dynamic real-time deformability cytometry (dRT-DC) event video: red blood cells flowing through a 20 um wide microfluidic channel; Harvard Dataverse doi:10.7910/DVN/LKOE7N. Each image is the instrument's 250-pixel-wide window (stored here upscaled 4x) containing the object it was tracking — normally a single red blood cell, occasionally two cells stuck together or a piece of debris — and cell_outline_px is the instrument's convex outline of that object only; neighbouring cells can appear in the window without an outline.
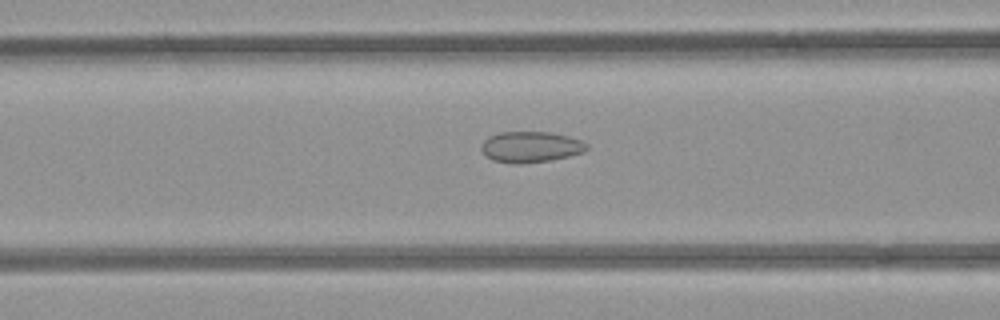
{"species": "common noctule bat (a hibernating species)", "species_latin": "Nyctalus noctula", "temperature_condition": "room temperature", "stored_images_in_passage": 41, "camera_frame_rate_fps": 3000, "um_per_image_px": 0.085, "animal": {"sex": "female", "body_mass_g": 21.9}, "frame": {"image": 1, "passage_image": 9, "time_ms": 2.667, "image_size_px": [1000, 320], "cell_outline_px": [[588, 148], [584, 152], [552, 160], [520, 164], [512, 164], [492, 160], [484, 156], [480, 148], [484, 140], [488, 136], [500, 132], [552, 132], [568, 136], [580, 140], [588, 144]], "centroid_in_image_um": [45.08, 12.49], "position_along_channel_um": 121.5, "area_um2": 19.25}}
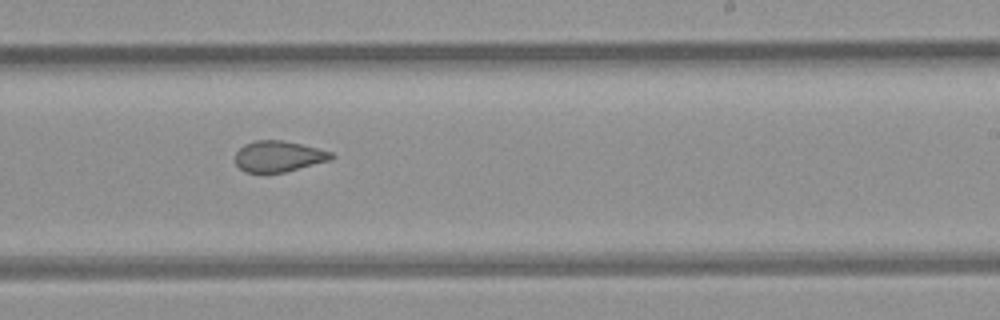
{"frame": {"image": 2, "passage_image": 20, "time_ms": 6.333, "image_size_px": [1000, 320], "cell_outline_px": [[336, 156], [332, 160], [284, 172], [244, 172], [236, 164], [236, 152], [244, 144], [256, 140], [280, 140], [300, 144], [332, 152]], "centroid_in_image_um": [23.69, 13.29], "position_along_channel_um": 265.3, "area_um2": 17.22}}
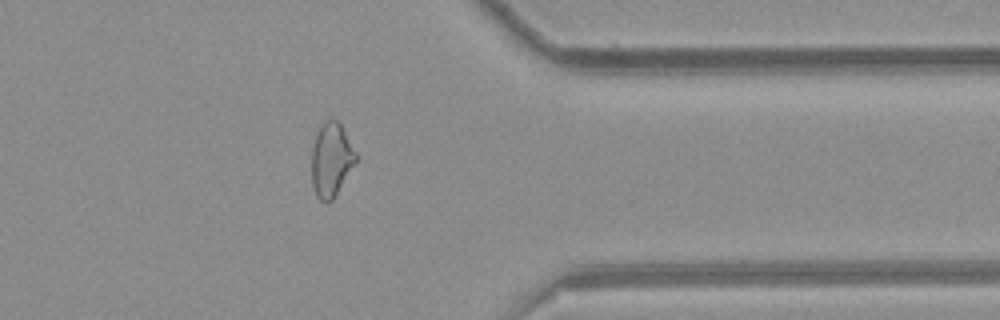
{"frame": {"image": 3, "passage_image": 30, "time_ms": 9.667, "image_size_px": [1000, 320], "cell_outline_px": [[360, 156], [332, 200], [328, 204], [320, 200], [316, 196], [312, 184], [312, 148], [316, 132], [320, 124], [324, 120], [336, 120], [340, 124]], "centroid_in_image_um": [28.17, 13.57], "position_along_channel_um": 383.2, "area_um2": 19.31}, "authors_computed_cell_mechanics": {"area_um2": 18.9006, "velocity_mm_per_s": 3.9196, "shape_relaxation_time_tau1_ms": null, "shape_relaxation_time_tau2_ms": 1.931, "deformation_change_tau1": null, "deformation_change_tau2": 0.0708}}